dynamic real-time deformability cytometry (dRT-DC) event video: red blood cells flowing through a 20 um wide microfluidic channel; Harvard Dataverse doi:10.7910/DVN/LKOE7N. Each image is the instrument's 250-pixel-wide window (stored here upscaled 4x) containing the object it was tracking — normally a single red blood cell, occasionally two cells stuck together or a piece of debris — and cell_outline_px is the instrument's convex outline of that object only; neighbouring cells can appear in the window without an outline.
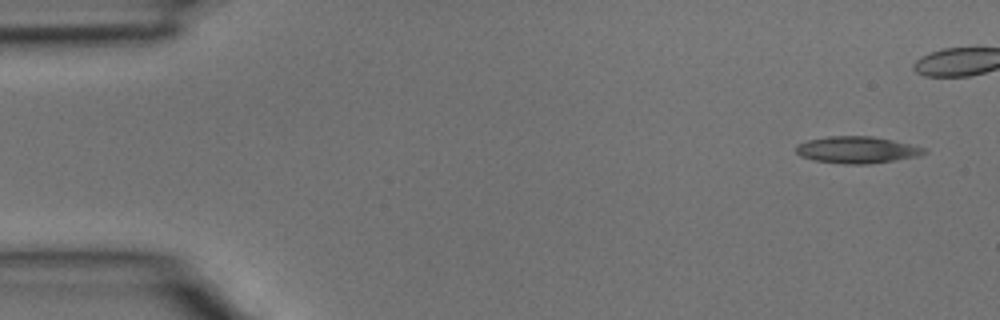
{"species": "common noctule bat (a hibernating species)", "species_latin": "Nyctalus noctula", "temperature_condition": "room temperature", "stored_images_in_passage": 6, "camera_frame_rate_fps": 3000, "um_per_image_px": 0.085, "animal": {"sex": "male", "body_mass_g": 15.6}, "frame": {"image": 1, "passage_image": 1, "time_ms": 0.0, "image_size_px": [1000, 320], "cell_outline_px": [[928, 152], [920, 156], [868, 164], [844, 164], [812, 160], [800, 156], [796, 152], [796, 144], [808, 140], [828, 136], [872, 136], [892, 140], [924, 148]], "centroid_in_image_um": [72.81, 12.74], "position_along_channel_um": 12.2, "area_um2": 20.0}}